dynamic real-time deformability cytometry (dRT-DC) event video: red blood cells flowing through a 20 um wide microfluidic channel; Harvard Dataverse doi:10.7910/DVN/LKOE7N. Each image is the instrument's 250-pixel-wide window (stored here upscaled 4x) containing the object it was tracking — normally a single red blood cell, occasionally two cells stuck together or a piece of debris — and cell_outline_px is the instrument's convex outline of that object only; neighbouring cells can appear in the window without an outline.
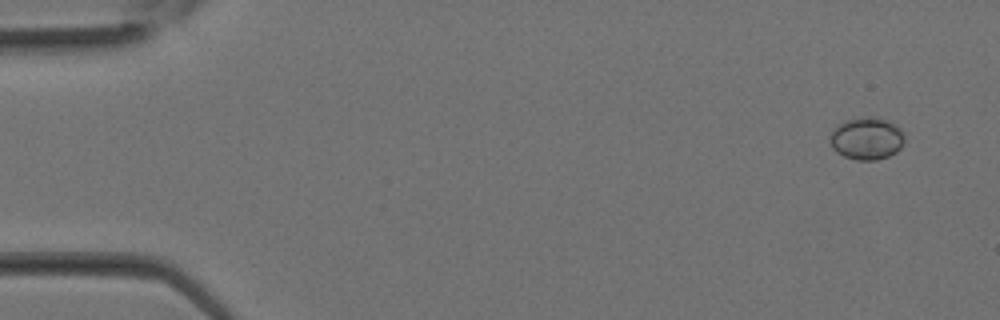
{"species": "Egyptian fruit bat (a non-hibernating species)", "species_latin": "Rousettus aegyptiacus", "temperature_condition": "room temperature", "stored_images_in_passage": 31, "camera_frame_rate_fps": 3000, "um_per_image_px": 0.085, "animal": {"sex": "female"}, "frame": {"image": 1, "passage_image": 2, "time_ms": 0.333, "image_size_px": [1000, 320], "cell_outline_px": [[904, 140], [900, 148], [896, 152], [888, 156], [876, 160], [856, 160], [844, 156], [836, 152], [832, 148], [832, 132], [836, 124], [844, 120], [868, 116], [876, 116], [888, 120], [900, 128], [904, 136]], "centroid_in_image_um": [73.68, 11.75], "position_along_channel_um": 11.3, "area_um2": 18.44}}
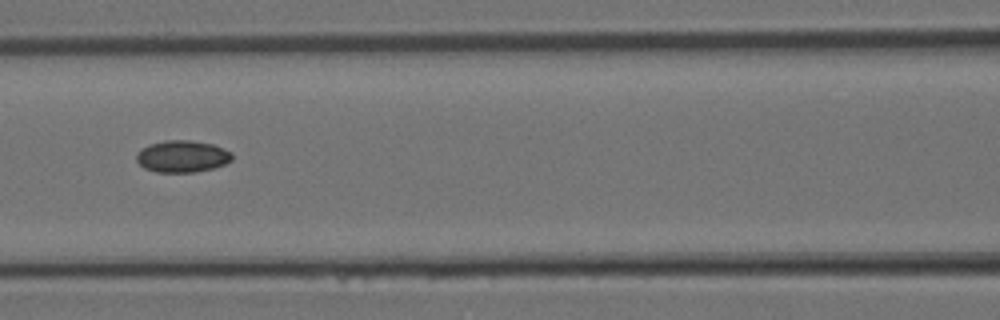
{"frame": {"image": 2, "passage_image": 14, "time_ms": 4.333, "image_size_px": [1000, 320], "cell_outline_px": [[232, 160], [224, 164], [212, 168], [196, 172], [156, 172], [144, 168], [136, 160], [136, 156], [140, 148], [148, 144], [164, 140], [192, 140], [212, 144], [232, 152]], "centroid_in_image_um": [15.46, 13.28], "position_along_channel_um": 151.1, "area_um2": 17.86}}
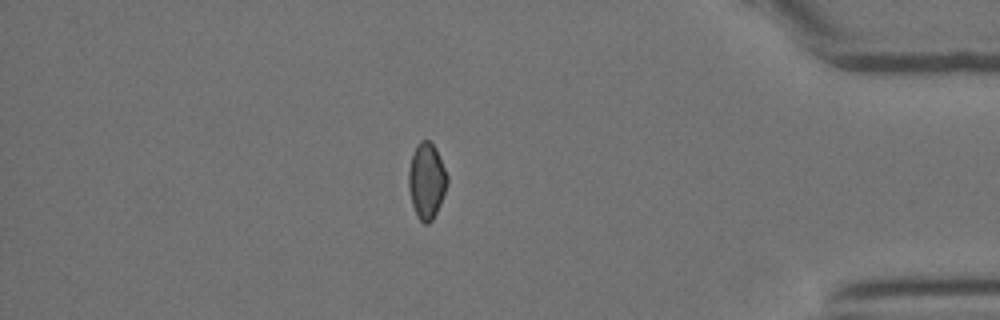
{"frame": {"image": 3, "passage_image": 27, "time_ms": 8.667, "image_size_px": [1000, 320], "cell_outline_px": [[448, 184], [440, 204], [432, 220], [428, 224], [424, 224], [416, 216], [412, 204], [408, 188], [408, 172], [412, 156], [416, 144], [420, 140], [428, 140], [436, 148], [448, 176]], "centroid_in_image_um": [36.26, 15.37], "position_along_channel_um": 398.9, "area_um2": 17.17}}